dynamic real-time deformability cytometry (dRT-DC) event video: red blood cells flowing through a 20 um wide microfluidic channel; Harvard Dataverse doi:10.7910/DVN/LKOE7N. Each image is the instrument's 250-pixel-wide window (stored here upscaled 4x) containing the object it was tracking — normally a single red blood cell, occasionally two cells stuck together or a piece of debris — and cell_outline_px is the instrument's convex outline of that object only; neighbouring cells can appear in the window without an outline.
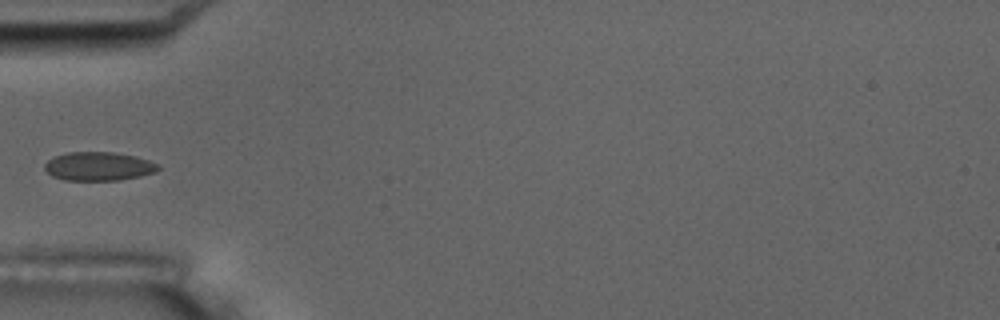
{"species": "common noctule bat (a hibernating species)", "species_latin": "Nyctalus noctula", "temperature_condition": "room temperature", "stored_images_in_passage": 6, "camera_frame_rate_fps": 3000, "um_per_image_px": 0.085, "animal": {"sex": "male", "body_mass_g": 17.5, "forearm_length_mm": 52.3}, "frame": {"image": 1, "passage_image": 6, "time_ms": 5.667, "image_size_px": [1000, 320], "cell_outline_px": [[160, 168], [156, 172], [140, 176], [120, 180], [64, 180], [52, 176], [44, 168], [44, 164], [48, 160], [56, 156], [68, 152], [112, 152], [136, 156], [160, 164]], "centroid_in_image_um": [8.41, 14.14], "position_along_channel_um": 76.6, "area_um2": 19.02}}